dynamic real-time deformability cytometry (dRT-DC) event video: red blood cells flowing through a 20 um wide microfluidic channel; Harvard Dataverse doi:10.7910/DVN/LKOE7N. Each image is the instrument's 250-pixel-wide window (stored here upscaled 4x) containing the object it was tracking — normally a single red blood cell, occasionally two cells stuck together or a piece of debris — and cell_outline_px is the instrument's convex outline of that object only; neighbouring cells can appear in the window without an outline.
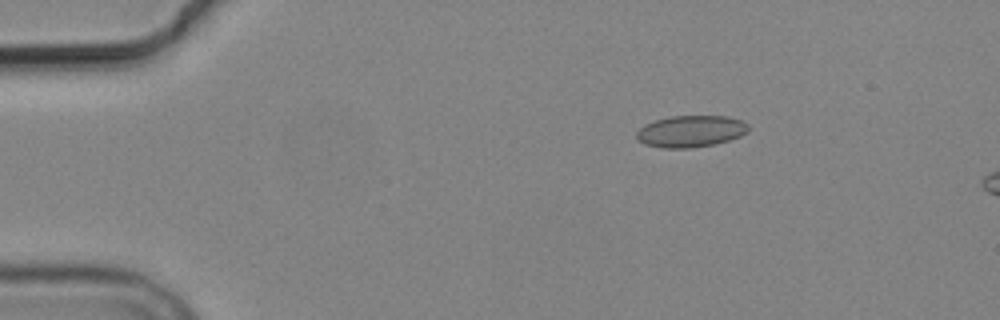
{"species": "common noctule bat (a hibernating species)", "species_latin": "Nyctalus noctula", "temperature_condition": "cold", "stored_images_in_passage": 5, "camera_frame_rate_fps": 3000, "um_per_image_px": 0.085, "animal": {"sex": "male", "body_mass_g": 19.2, "forearm_length_mm": 51.8}, "frame": {"image": 1, "passage_image": 3, "time_ms": 2.333, "image_size_px": [1000, 320], "cell_outline_px": [[748, 132], [740, 136], [716, 144], [688, 148], [664, 148], [644, 144], [636, 140], [636, 132], [644, 124], [656, 120], [672, 116], [728, 116], [740, 120], [748, 124]], "centroid_in_image_um": [58.69, 11.16], "position_along_channel_um": 26.3, "area_um2": 20.69}}